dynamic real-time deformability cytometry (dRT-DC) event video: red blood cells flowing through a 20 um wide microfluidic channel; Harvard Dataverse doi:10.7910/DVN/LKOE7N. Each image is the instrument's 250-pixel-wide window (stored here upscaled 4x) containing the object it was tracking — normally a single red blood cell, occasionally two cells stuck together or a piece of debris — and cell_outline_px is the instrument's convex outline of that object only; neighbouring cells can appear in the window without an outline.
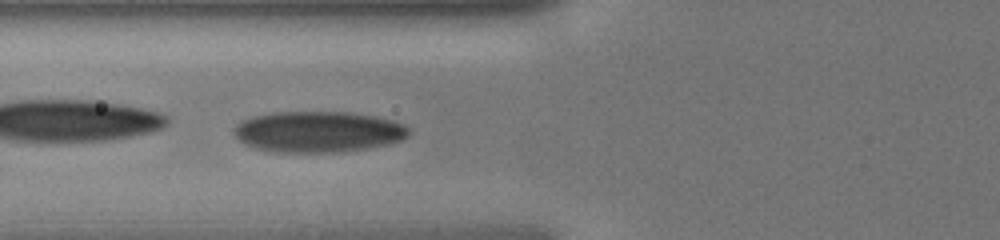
{"species": "human", "species_latin": "Homo sapiens", "temperature_condition": "cold", "stored_images_in_passage": 31, "camera_frame_rate_fps": 3000, "um_per_image_px": 0.085, "donor": {"sex": "male"}, "frame": {"image": 1, "passage_image": 6, "time_ms": 1.667, "image_size_px": [1000, 240], "cell_outline_px": [[408, 136], [400, 140], [388, 144], [368, 148], [336, 152], [276, 152], [256, 148], [244, 144], [232, 132], [232, 128], [240, 120], [252, 116], [272, 112], [348, 112], [372, 116], [392, 120], [408, 128]], "centroid_in_image_um": [26.97, 11.2], "position_along_channel_um": 98.8, "area_um2": 41.73}}
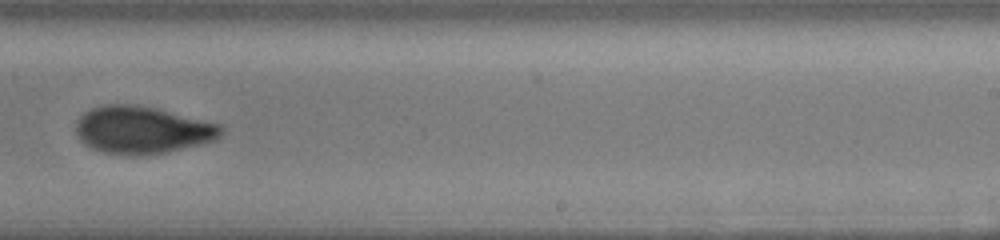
{"frame": {"image": 2, "passage_image": 17, "time_ms": 5.333, "image_size_px": [1000, 240], "cell_outline_px": [[224, 132], [216, 140], [168, 152], [136, 156], [128, 156], [104, 152], [92, 148], [84, 144], [76, 136], [76, 124], [80, 116], [84, 112], [92, 108], [104, 104], [132, 104], [156, 108], [220, 124], [224, 128]], "centroid_in_image_um": [12.08, 11.05], "position_along_channel_um": 276.9, "area_um2": 40.34}}
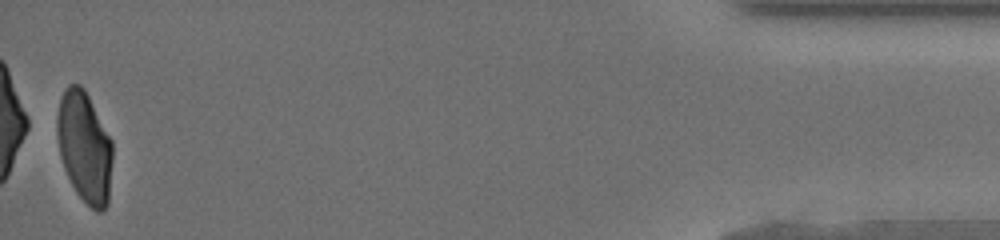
{"frame": {"image": 3, "passage_image": 31, "time_ms": 10.0, "image_size_px": [1000, 240], "cell_outline_px": [[112, 160], [108, 204], [100, 212], [96, 212], [76, 192], [64, 168], [60, 156], [56, 132], [56, 116], [60, 96], [64, 88], [68, 84], [80, 84], [84, 88], [112, 140]], "centroid_in_image_um": [7.17, 12.45], "position_along_channel_um": 428.0, "area_um2": 36.01}}